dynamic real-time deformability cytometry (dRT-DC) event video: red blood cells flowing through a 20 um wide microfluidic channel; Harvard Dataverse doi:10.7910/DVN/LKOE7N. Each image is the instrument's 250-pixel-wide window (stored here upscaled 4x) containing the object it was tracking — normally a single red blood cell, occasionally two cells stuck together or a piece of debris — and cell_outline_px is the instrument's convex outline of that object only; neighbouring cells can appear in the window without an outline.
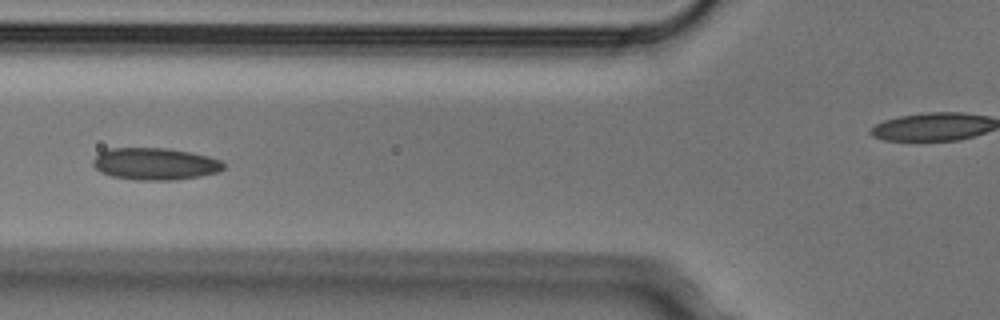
{"species": "Egyptian fruit bat (a non-hibernating species)", "species_latin": "Rousettus aegyptiacus", "temperature_condition": "cold", "stored_images_in_passage": 4, "camera_frame_rate_fps": 3000, "um_per_image_px": 0.085, "animal": {"sex": "male"}, "frame": {"image": 1, "passage_image": 4, "time_ms": 1.0, "image_size_px": [1000, 320], "cell_outline_px": [[224, 168], [220, 172], [200, 176], [176, 180], [136, 180], [112, 176], [100, 172], [92, 164], [92, 160], [100, 152], [112, 148], [168, 148], [208, 156], [220, 160], [224, 164]], "centroid_in_image_um": [13.18, 13.93], "position_along_channel_um": 112.6, "area_um2": 24.39}}